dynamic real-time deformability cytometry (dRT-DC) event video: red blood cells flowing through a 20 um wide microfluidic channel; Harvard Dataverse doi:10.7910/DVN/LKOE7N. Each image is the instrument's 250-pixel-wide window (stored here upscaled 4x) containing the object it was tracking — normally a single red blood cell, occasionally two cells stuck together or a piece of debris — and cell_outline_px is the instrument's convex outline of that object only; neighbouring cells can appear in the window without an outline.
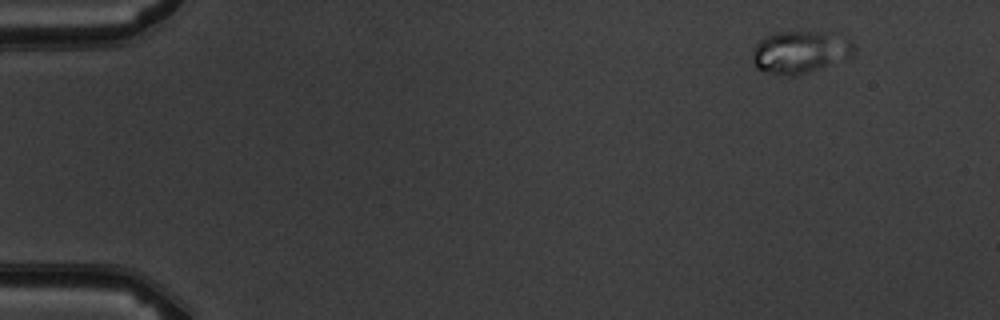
{"species": "common noctule bat (a hibernating species)", "species_latin": "Nyctalus noctula", "temperature_condition": "warm", "stored_images_in_passage": 5, "camera_frame_rate_fps": 3000, "um_per_image_px": 0.085, "animal": {"sex": "male", "body_mass_g": 19.5, "forearm_length_mm": 54.6}, "frame": {"image": 1, "passage_image": 2, "time_ms": 1.0, "image_size_px": [1000, 320], "cell_outline_px": [[856, 48], [852, 56], [808, 72], [796, 76], [788, 76], [756, 68], [752, 60], [752, 48], [764, 36], [776, 32], [836, 32], [848, 36], [852, 40]], "centroid_in_image_um": [68.05, 4.38], "position_along_channel_um": 16.9, "area_um2": 25.37}}
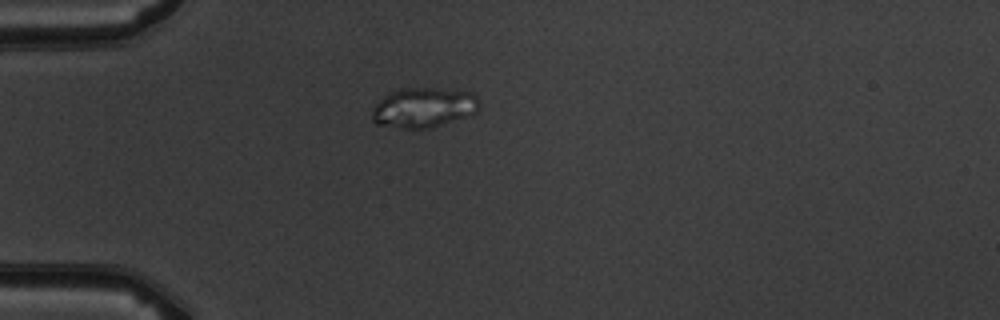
{"frame": {"image": 2, "passage_image": 5, "time_ms": 4.333, "image_size_px": [1000, 320], "cell_outline_px": [[480, 108], [476, 112], [432, 128], [400, 128], [376, 124], [372, 120], [372, 112], [376, 104], [388, 92], [400, 88], [436, 88], [472, 92], [476, 96], [480, 104]], "centroid_in_image_um": [36.0, 9.13], "position_along_channel_um": 49.0, "area_um2": 24.97}}